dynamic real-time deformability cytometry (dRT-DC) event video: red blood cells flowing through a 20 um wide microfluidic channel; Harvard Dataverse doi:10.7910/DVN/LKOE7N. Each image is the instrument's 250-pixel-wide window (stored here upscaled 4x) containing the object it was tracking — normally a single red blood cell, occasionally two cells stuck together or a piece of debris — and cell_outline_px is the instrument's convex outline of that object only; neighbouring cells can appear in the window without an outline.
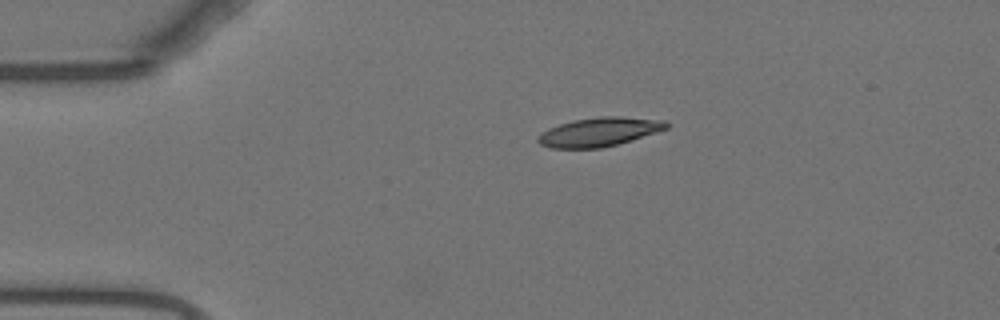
{"species": "Egyptian fruit bat (a non-hibernating species)", "species_latin": "Rousettus aegyptiacus", "temperature_condition": "warm", "stored_images_in_passage": 17, "camera_frame_rate_fps": 3000, "um_per_image_px": 0.085, "animal": {"sex": "female"}, "frame": {"image": 1, "passage_image": 1, "time_ms": 0.0, "image_size_px": [1000, 320], "cell_outline_px": [[668, 128], [656, 132], [616, 144], [600, 148], [552, 148], [540, 144], [536, 140], [536, 136], [548, 128], [560, 124], [576, 120], [600, 116], [616, 116], [664, 120], [668, 124]], "centroid_in_image_um": [50.89, 11.21], "position_along_channel_um": 34.1, "area_um2": 21.33}}
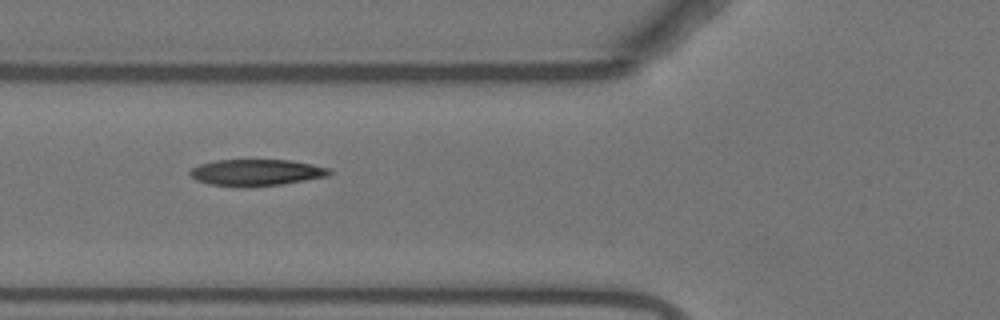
{"frame": {"image": 2, "passage_image": 10, "time_ms": 3.0, "image_size_px": [1000, 320], "cell_outline_px": [[332, 172], [328, 176], [280, 184], [208, 184], [196, 180], [188, 172], [192, 168], [200, 164], [216, 160], [292, 160], [332, 168]], "centroid_in_image_um": [21.84, 14.61], "position_along_channel_um": 104.0, "area_um2": 20.63}}
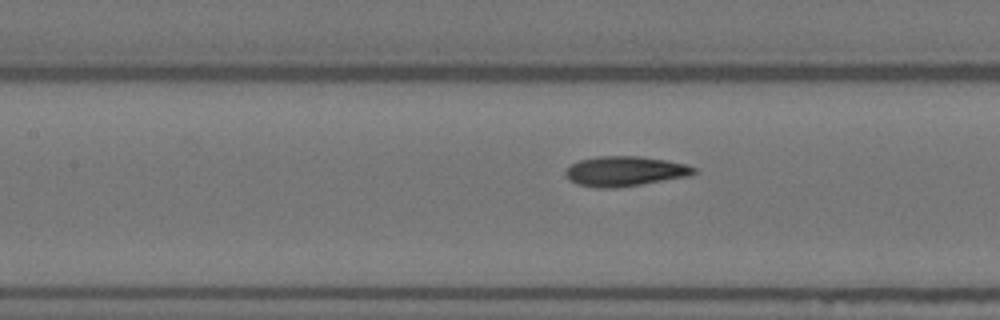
{"frame": {"image": 3, "passage_image": 14, "time_ms": 4.333, "image_size_px": [1000, 320], "cell_outline_px": [[696, 172], [688, 176], [616, 188], [596, 188], [576, 184], [568, 180], [564, 172], [572, 164], [580, 160], [596, 156], [640, 156], [688, 164], [696, 168]], "centroid_in_image_um": [53.09, 14.55], "position_along_channel_um": 154.3, "area_um2": 22.37}}